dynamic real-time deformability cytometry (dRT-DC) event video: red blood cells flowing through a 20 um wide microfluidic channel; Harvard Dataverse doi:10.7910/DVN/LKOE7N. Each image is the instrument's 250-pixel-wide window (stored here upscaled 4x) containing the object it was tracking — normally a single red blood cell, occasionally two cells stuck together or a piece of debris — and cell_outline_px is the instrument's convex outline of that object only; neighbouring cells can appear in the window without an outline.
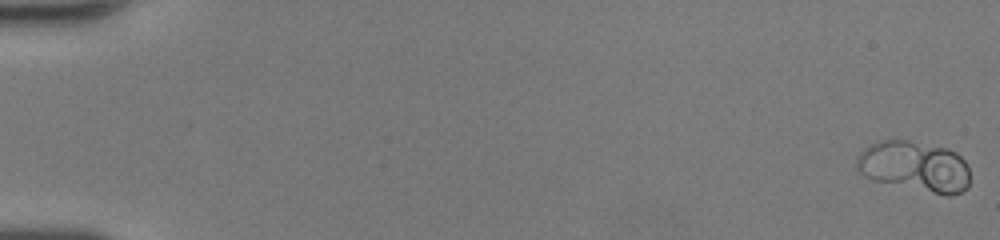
{"species": "human", "species_latin": "Homo sapiens", "temperature_condition": "room temperature", "stored_images_in_passage": 50, "camera_frame_rate_fps": 3000, "um_per_image_px": 0.085, "donor": {"sex": "female"}, "frame": {"image": 1, "passage_image": 1, "time_ms": 0.0, "image_size_px": [1000, 240], "cell_outline_px": [[968, 188], [960, 192], [948, 196], [876, 180], [864, 176], [856, 168], [856, 160], [860, 152], [864, 148], [872, 144], [884, 140], [904, 140], [948, 148], [956, 152], [964, 160], [968, 168]], "centroid_in_image_um": [77.75, 14.14], "position_along_channel_um": 7.2, "area_um2": 32.95}}
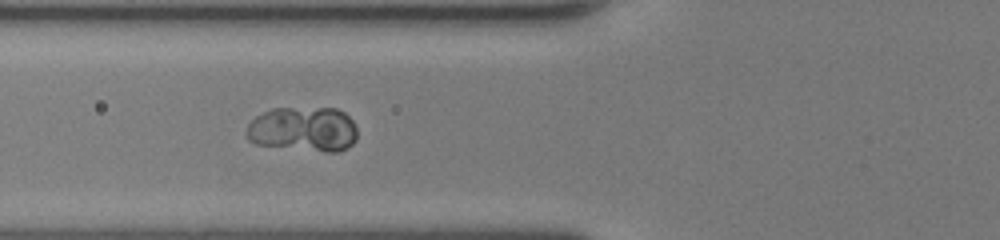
{"frame": {"image": 2, "passage_image": 21, "time_ms": 6.667, "image_size_px": [1000, 240], "cell_outline_px": [[356, 140], [348, 148], [336, 152], [324, 152], [256, 144], [248, 140], [244, 132], [248, 124], [256, 116], [272, 108], [336, 108], [344, 112], [352, 120], [356, 128]], "centroid_in_image_um": [25.77, 10.99], "position_along_channel_um": 100.0, "area_um2": 29.19}}
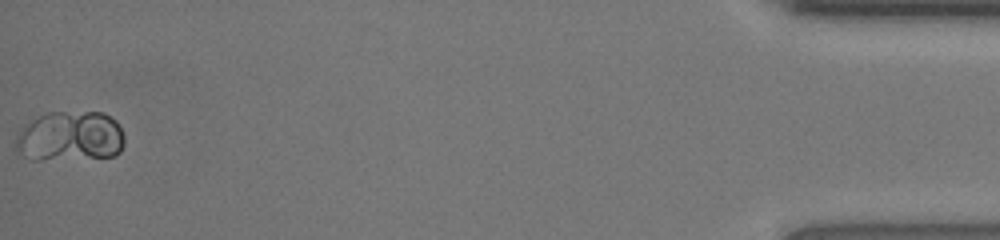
{"frame": {"image": 3, "passage_image": 50, "time_ms": 16.333, "image_size_px": [1000, 240], "cell_outline_px": [[124, 144], [120, 152], [116, 156], [40, 160], [32, 160], [16, 152], [16, 136], [20, 128], [24, 124], [48, 112], [104, 112], [116, 120], [124, 136]], "centroid_in_image_um": [5.95, 11.59], "position_along_channel_um": 429.2, "area_um2": 32.08}}